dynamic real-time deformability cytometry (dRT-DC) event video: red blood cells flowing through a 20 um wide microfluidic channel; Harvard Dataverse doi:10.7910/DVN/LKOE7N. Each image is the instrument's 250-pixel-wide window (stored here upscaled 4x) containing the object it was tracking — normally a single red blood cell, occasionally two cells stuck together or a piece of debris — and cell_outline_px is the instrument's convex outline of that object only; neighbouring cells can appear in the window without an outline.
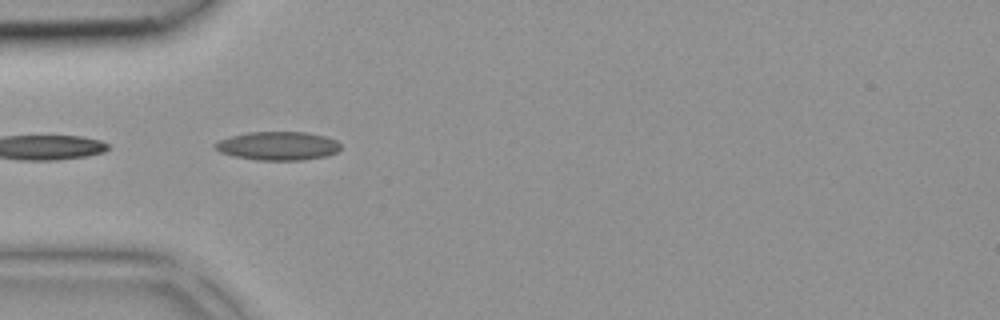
{"species": "common noctule bat (a hibernating species)", "species_latin": "Nyctalus noctula", "temperature_condition": "room temperature", "stored_images_in_passage": 6, "camera_frame_rate_fps": 3000, "um_per_image_px": 0.085, "animal": {"sex": "female", "body_mass_g": 18.4}, "frame": {"image": 1, "passage_image": 1, "time_ms": 0.0, "image_size_px": [1000, 320], "cell_outline_px": [[336, 148], [332, 152], [316, 156], [244, 156], [228, 152], [220, 148], [244, 136], [272, 132], [284, 132], [312, 136]], "centroid_in_image_um": [23.68, 12.36], "position_along_channel_um": 61.3, "area_um2": 14.85}}